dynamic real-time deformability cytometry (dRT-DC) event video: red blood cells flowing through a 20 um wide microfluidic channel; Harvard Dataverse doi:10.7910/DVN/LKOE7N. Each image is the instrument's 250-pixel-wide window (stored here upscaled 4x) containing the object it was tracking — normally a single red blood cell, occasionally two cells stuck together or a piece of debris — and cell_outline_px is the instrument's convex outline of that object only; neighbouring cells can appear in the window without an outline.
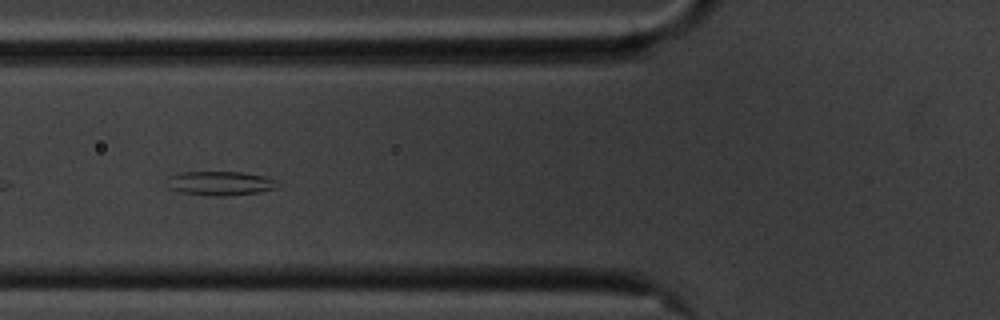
{"species": "common noctule bat (a hibernating species)", "species_latin": "Nyctalus noctula", "temperature_condition": "cold", "stored_images_in_passage": 43, "camera_frame_rate_fps": 3000, "um_per_image_px": 0.085, "animal": {"sex": "male", "body_mass_g": 20.1, "forearm_length_mm": 53.5}, "frame": {"image": 1, "passage_image": 6, "time_ms": 1.667, "image_size_px": [1000, 320], "cell_outline_px": [[280, 184], [276, 188], [260, 192], [224, 196], [212, 196], [180, 192], [168, 188], [168, 176], [180, 172], [244, 172], [264, 176], [276, 180]], "centroid_in_image_um": [18.73, 15.58], "position_along_channel_um": 107.1, "area_um2": 15.66}}
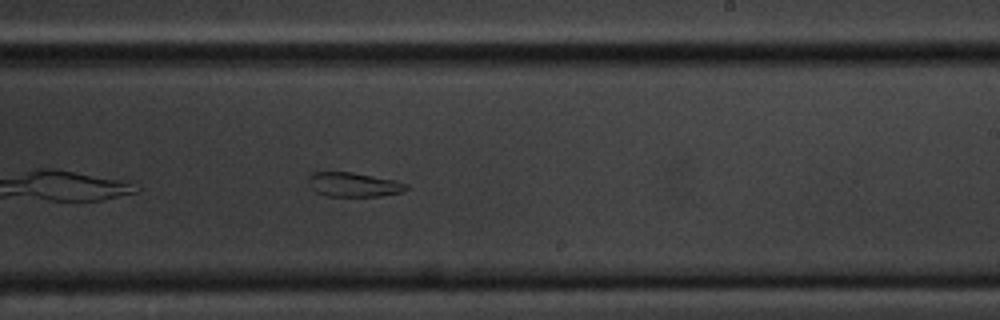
{"frame": {"image": 2, "passage_image": 19, "time_ms": 6.0, "image_size_px": [1000, 320], "cell_outline_px": [[408, 188], [404, 192], [380, 196], [328, 196], [316, 192], [308, 184], [308, 176], [312, 172], [352, 172], [392, 180], [408, 184]], "centroid_in_image_um": [30.04, 15.69], "position_along_channel_um": 259.0, "area_um2": 13.81}}
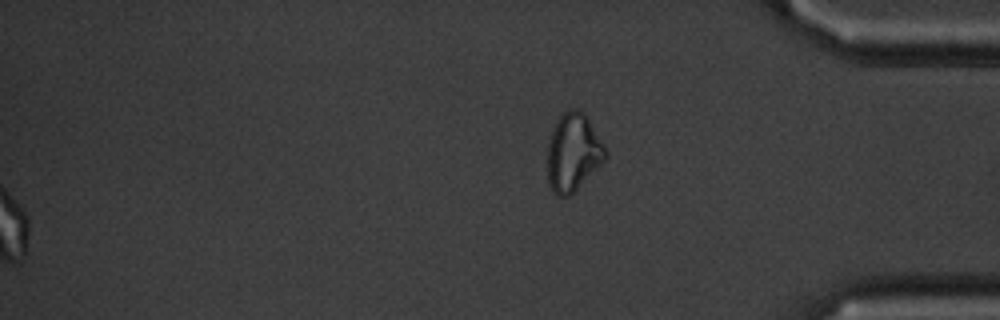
{"frame": {"image": 3, "passage_image": 43, "time_ms": 14.0, "image_size_px": [1000, 320], "cell_outline_px": [[608, 156], [568, 196], [556, 196], [552, 192], [548, 184], [548, 144], [556, 120], [568, 108], [580, 108], [588, 116], [608, 152]], "centroid_in_image_um": [48.72, 12.9], "position_along_channel_um": 386.5, "area_um2": 26.18}, "authors_computed_cell_mechanics": {"area_um2": 16.4152, "velocity_mm_per_s": 3.5063, "shape_relaxation_time_tau1_ms": null, "shape_relaxation_time_tau2_ms": 4.1976, "deformation_change_tau1": null, "deformation_change_tau2": 0.1183}}